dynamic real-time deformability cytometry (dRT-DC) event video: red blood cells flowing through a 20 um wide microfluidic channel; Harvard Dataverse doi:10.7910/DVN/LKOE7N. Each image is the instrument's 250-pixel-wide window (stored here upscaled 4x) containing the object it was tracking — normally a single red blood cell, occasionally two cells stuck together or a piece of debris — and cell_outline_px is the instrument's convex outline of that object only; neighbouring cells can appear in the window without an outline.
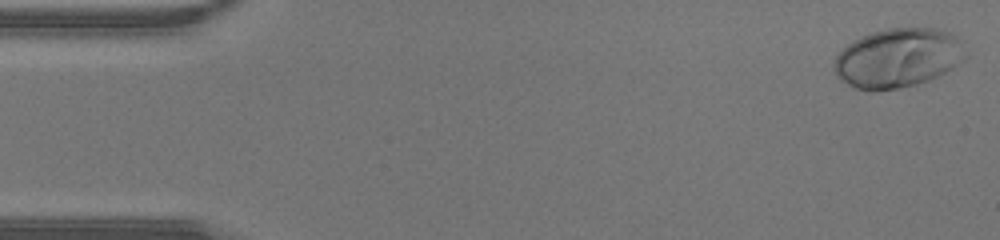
{"species": "human", "species_latin": "Homo sapiens", "temperature_condition": "warm", "stored_images_in_passage": 44, "camera_frame_rate_fps": 3000, "um_per_image_px": 0.085, "donor": {"sex": "male"}, "frame": {"image": 1, "passage_image": 1, "time_ms": 0.0, "image_size_px": [1000, 240], "cell_outline_px": [[968, 56], [964, 60], [952, 68], [928, 80], [916, 84], [900, 88], [876, 92], [868, 92], [856, 88], [840, 80], [832, 68], [832, 64], [836, 56], [848, 44], [872, 32], [888, 28], [932, 28], [948, 32], [956, 36], [960, 40]], "centroid_in_image_um": [76.31, 4.95], "position_along_channel_um": 8.7, "area_um2": 45.49}}
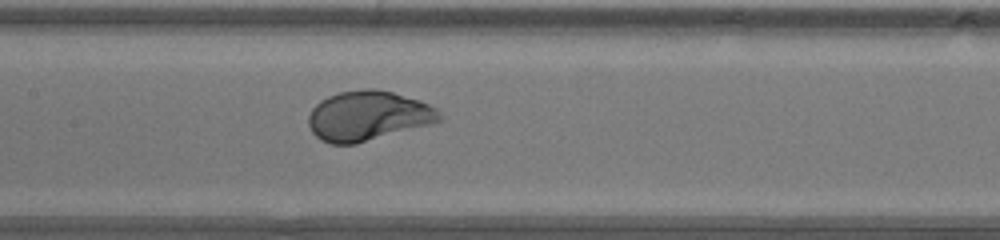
{"frame": {"image": 2, "passage_image": 21, "time_ms": 6.667, "image_size_px": [1000, 240], "cell_outline_px": [[444, 120], [432, 124], [356, 144], [332, 144], [320, 140], [312, 132], [308, 124], [308, 116], [312, 108], [320, 100], [328, 96], [340, 92], [364, 88], [376, 88], [392, 92], [420, 100], [436, 108], [444, 116]], "centroid_in_image_um": [31.3, 9.85], "position_along_channel_um": 176.1, "area_um2": 38.38}}
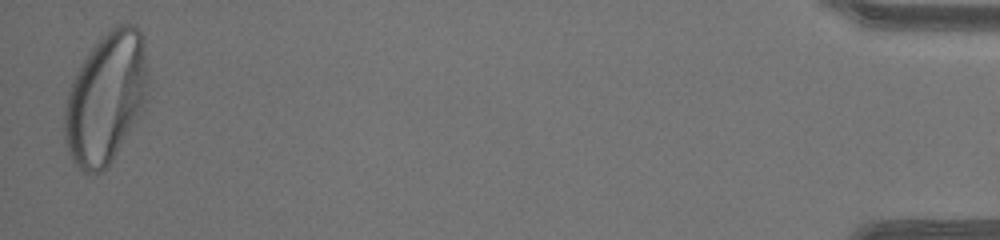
{"frame": {"image": 3, "passage_image": 44, "time_ms": 14.333, "image_size_px": [1000, 240], "cell_outline_px": [[148, 100], [112, 160], [100, 172], [84, 172], [76, 168], [68, 152], [64, 140], [64, 108], [68, 92], [72, 80], [76, 72], [88, 52], [116, 24], [132, 24], [144, 36], [148, 76]], "centroid_in_image_um": [9.01, 8.33], "position_along_channel_um": 426.2, "area_um2": 63.75}}